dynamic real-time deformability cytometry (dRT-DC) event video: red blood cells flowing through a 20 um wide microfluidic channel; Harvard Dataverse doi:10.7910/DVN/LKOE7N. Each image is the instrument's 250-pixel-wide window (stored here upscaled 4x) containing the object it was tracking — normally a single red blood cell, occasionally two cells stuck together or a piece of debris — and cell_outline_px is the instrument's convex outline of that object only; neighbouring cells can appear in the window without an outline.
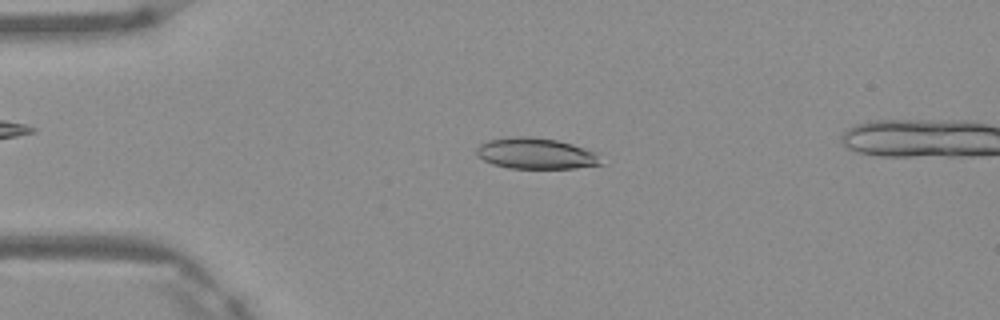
{"species": "Egyptian fruit bat (a non-hibernating species)", "species_latin": "Rousettus aegyptiacus", "temperature_condition": "warm", "stored_images_in_passage": 4, "camera_frame_rate_fps": 3000, "um_per_image_px": 0.085, "frame": {"image": 1, "passage_image": 2, "time_ms": 0.333, "image_size_px": [1000, 320], "cell_outline_px": [[604, 164], [576, 168], [508, 168], [492, 164], [476, 156], [476, 148], [480, 144], [488, 140], [508, 136], [528, 136], [556, 140], [572, 144], [600, 152]], "centroid_in_image_um": [45.59, 13.04], "position_along_channel_um": 39.4, "area_um2": 22.95}}